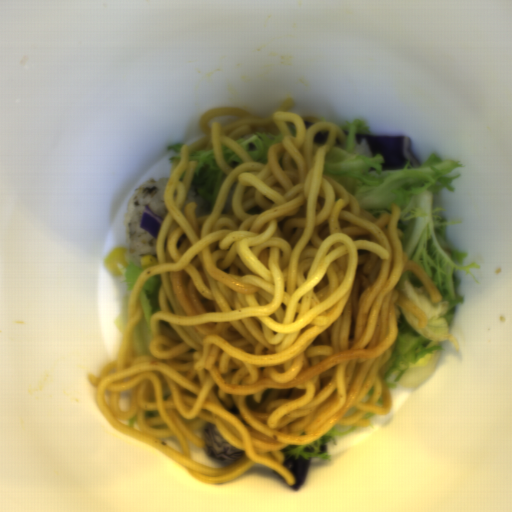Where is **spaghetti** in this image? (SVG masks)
Masks as SVG:
<instances>
[{
	"instance_id": "1",
	"label": "spaghetti",
	"mask_w": 512,
	"mask_h": 512,
	"mask_svg": "<svg viewBox=\"0 0 512 512\" xmlns=\"http://www.w3.org/2000/svg\"><path fill=\"white\" fill-rule=\"evenodd\" d=\"M288 99L268 117L215 107L198 121L205 137L182 147L163 194L157 264L140 271L130 293L119 352L90 374L104 419L117 432L158 449L199 482L220 484L256 463L287 484L295 477L280 450L308 445L337 425L368 427L366 412L388 415L384 366L398 333L396 307L425 328L427 316L397 288L410 271L432 304L443 301L430 277L404 252L400 205L377 219L323 174L339 125L306 128ZM286 121L295 124L292 137ZM275 124L283 136L264 165L235 142L252 126ZM329 131L325 146L313 137ZM223 144L243 161L230 168ZM211 149L226 175L212 215L197 218L185 201L196 166L189 155ZM159 274L162 312L151 319V355L135 356L138 297ZM374 385L371 400L360 402ZM131 391L129 412L121 392ZM382 395V407L375 405ZM355 415L343 419L352 407ZM137 413L141 431L122 424ZM216 425L241 459L211 468L189 459L195 432ZM176 436L183 455L158 438ZM158 437V438H157Z\"/></svg>"
}]
</instances>
